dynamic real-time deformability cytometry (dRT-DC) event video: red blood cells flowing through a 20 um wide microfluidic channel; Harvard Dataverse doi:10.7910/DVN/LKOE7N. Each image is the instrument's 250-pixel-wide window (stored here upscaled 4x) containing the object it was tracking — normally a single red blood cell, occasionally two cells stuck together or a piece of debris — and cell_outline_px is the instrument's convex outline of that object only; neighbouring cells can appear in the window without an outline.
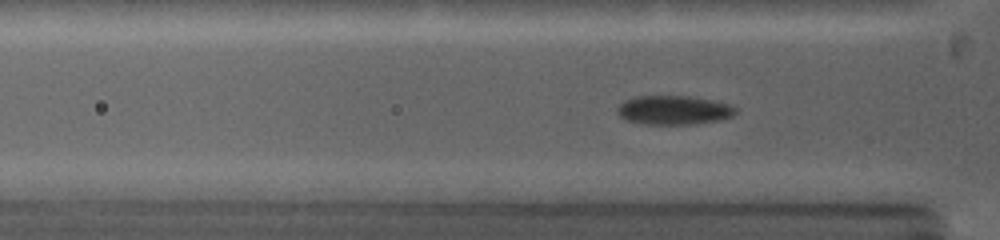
{"species": "common noctule bat (a hibernating species)", "species_latin": "Nyctalus noctula", "temperature_condition": "warm", "stored_images_in_passage": 43, "camera_frame_rate_fps": 5000, "um_per_image_px": 0.085, "animal": {"sex": "female", "body_mass_g": 19.0, "forearm_length_mm": 53.3}, "frame": {"image": 1, "passage_image": 2, "time_ms": 0.2, "image_size_px": [1000, 240], "cell_outline_px": [[736, 112], [732, 116], [720, 120], [696, 124], [644, 124], [628, 120], [620, 116], [616, 112], [616, 108], [624, 100], [632, 96], [688, 96], [712, 100], [728, 104], [736, 108]], "centroid_in_image_um": [57.24, 9.35], "position_along_channel_um": 68.6, "area_um2": 20.06}}
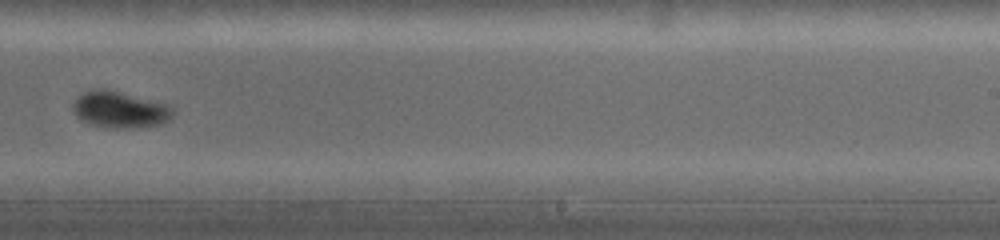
{"frame": {"image": 2, "passage_image": 19, "time_ms": 5.2, "image_size_px": [1000, 240], "cell_outline_px": [[172, 116], [168, 120], [160, 124], [124, 128], [116, 128], [92, 124], [80, 120], [76, 116], [72, 108], [72, 104], [84, 92], [92, 88], [108, 88], [168, 104], [172, 108]], "centroid_in_image_um": [10.16, 9.29], "position_along_channel_um": 278.8, "area_um2": 21.15}}
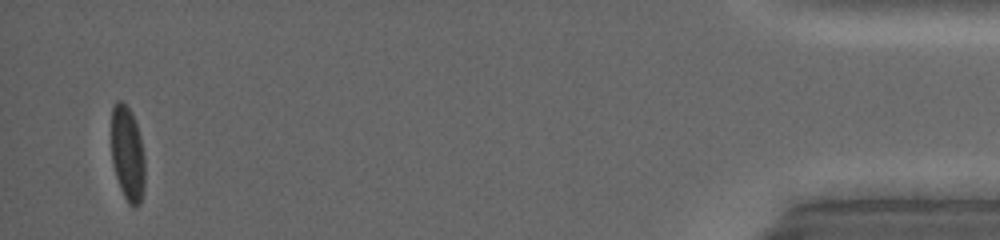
{"frame": {"image": 3, "passage_image": 38, "time_ms": 11.4, "image_size_px": [1000, 240], "cell_outline_px": [[144, 188], [140, 204], [136, 208], [132, 208], [128, 204], [120, 188], [112, 164], [112, 104], [116, 100], [120, 100], [132, 112], [140, 136], [144, 156]], "centroid_in_image_um": [10.84, 13.1], "position_along_channel_um": 424.4, "area_um2": 18.67}}